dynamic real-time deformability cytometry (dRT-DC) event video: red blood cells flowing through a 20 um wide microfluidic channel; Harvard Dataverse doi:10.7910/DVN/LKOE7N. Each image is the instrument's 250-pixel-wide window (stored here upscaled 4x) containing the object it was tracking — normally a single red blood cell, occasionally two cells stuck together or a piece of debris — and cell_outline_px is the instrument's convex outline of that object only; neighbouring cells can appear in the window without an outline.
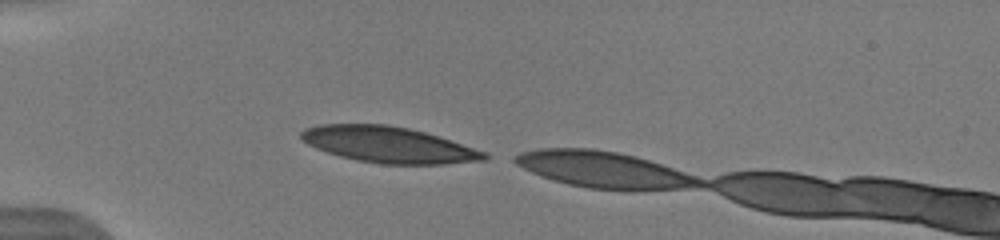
{"species": "human", "species_latin": "Homo sapiens", "temperature_condition": "warm", "stored_images_in_passage": 4, "camera_frame_rate_fps": 3000, "um_per_image_px": 0.085, "donor": {"sex": "male"}, "frame": {"image": 1, "passage_image": 1, "time_ms": 0.0, "image_size_px": [1000, 240], "cell_outline_px": [[496, 156], [488, 160], [444, 164], [380, 164], [356, 160], [340, 156], [316, 148], [300, 140], [300, 132], [304, 128], [320, 124], [388, 124], [408, 128], [424, 132], [488, 152]], "centroid_in_image_um": [33.07, 12.3], "position_along_channel_um": 51.9, "area_um2": 38.78}}